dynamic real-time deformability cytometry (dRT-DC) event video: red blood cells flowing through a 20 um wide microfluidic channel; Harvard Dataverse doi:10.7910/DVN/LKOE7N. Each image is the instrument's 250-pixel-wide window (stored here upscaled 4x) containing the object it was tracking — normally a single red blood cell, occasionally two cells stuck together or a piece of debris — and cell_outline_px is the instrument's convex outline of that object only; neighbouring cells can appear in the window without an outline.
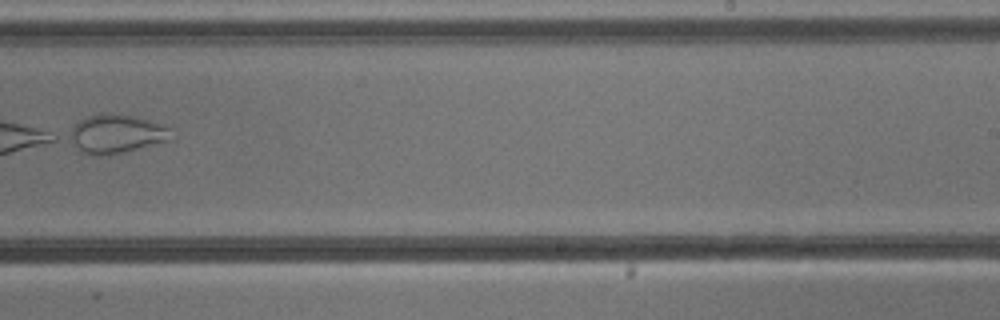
{"species": "common noctule bat (a hibernating species)", "species_latin": "Nyctalus noctula", "temperature_condition": "cold", "stored_images_in_passage": 7, "camera_frame_rate_fps": 3000, "um_per_image_px": 0.085, "animal": {"sex": "male", "body_mass_g": 13.3}, "frame": {"image": 1, "passage_image": 7, "time_ms": 7.667, "image_size_px": [1000, 320], "cell_outline_px": [[172, 140], [108, 156], [92, 156], [80, 152], [64, 136], [80, 120], [88, 116], [100, 112], [112, 112], [132, 116], [148, 120], [168, 128]], "centroid_in_image_um": [9.79, 11.4], "position_along_channel_um": 279.2, "area_um2": 23.35}}